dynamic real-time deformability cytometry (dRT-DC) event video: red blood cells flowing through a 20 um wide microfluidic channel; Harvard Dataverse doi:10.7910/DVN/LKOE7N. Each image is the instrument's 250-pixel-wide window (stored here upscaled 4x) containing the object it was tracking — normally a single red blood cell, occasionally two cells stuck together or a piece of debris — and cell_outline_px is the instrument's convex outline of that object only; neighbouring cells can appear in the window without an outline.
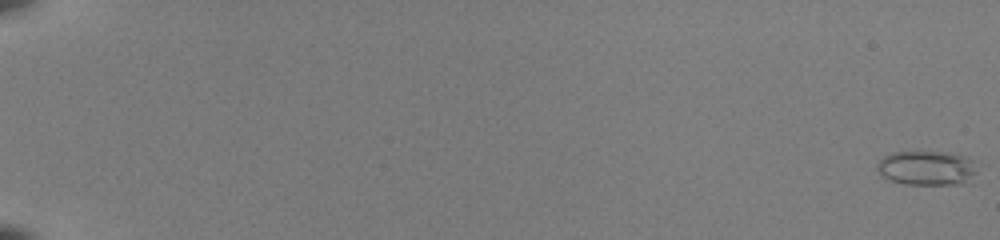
{"species": "common noctule bat (a hibernating species)", "species_latin": "Nyctalus noctula", "temperature_condition": "room temperature", "stored_images_in_passage": 53, "camera_frame_rate_fps": 3000, "um_per_image_px": 0.085, "animal": {"sex": "female", "body_mass_g": 22.0, "forearm_length_mm": 56.7}, "frame": {"image": 1, "passage_image": 1, "time_ms": 0.0, "image_size_px": [1000, 240], "cell_outline_px": [[976, 172], [960, 184], [904, 184], [892, 180], [884, 176], [876, 168], [876, 164], [884, 156], [892, 152], [940, 152], [964, 156], [972, 160]], "centroid_in_image_um": [78.72, 14.27], "position_along_channel_um": 6.3, "area_um2": 19.54}}
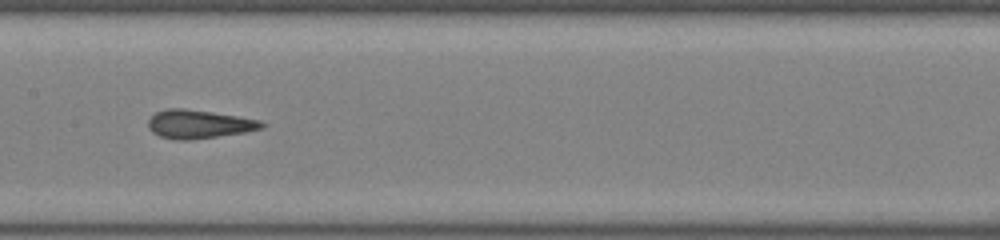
{"frame": {"image": 2, "passage_image": 31, "time_ms": 10.0, "image_size_px": [1000, 240], "cell_outline_px": [[268, 124], [264, 128], [244, 132], [188, 140], [176, 140], [160, 136], [152, 132], [148, 128], [148, 120], [156, 112], [164, 108], [184, 108], [212, 112], [260, 120]], "centroid_in_image_um": [16.89, 10.54], "position_along_channel_um": 190.5, "area_um2": 18.84}}
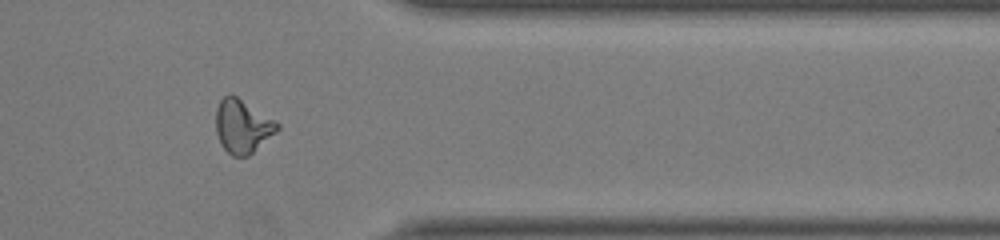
{"frame": {"image": 3, "passage_image": 46, "time_ms": 15.0, "image_size_px": [1000, 240], "cell_outline_px": [[280, 128], [276, 132], [248, 156], [232, 156], [220, 144], [216, 132], [216, 108], [220, 100], [228, 92], [236, 96], [280, 124]], "centroid_in_image_um": [20.58, 10.73], "position_along_channel_um": 390.8, "area_um2": 18.96}, "authors_computed_cell_mechanics": {"area_um2": 18.785, "velocity_mm_per_s": 4.1111, "shape_relaxation_time_tau1_ms": null, "shape_relaxation_time_tau2_ms": 1.2142, "deformation_change_tau1": null, "deformation_change_tau2": 0.0614}}